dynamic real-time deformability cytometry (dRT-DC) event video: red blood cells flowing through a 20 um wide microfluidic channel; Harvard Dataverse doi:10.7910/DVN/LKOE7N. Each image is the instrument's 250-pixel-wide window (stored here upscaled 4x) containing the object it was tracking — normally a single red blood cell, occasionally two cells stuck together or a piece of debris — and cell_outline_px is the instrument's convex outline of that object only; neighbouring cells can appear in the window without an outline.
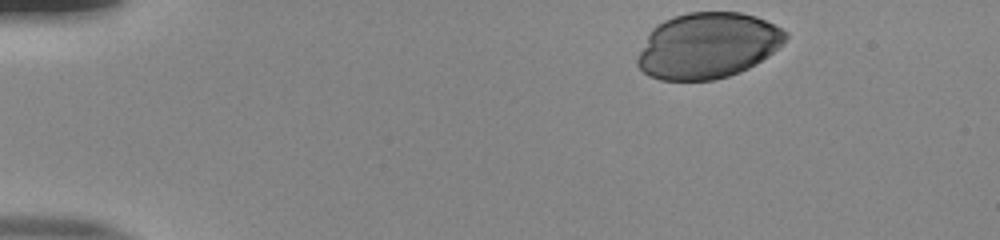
{"species": "human", "species_latin": "Homo sapiens", "temperature_condition": "room temperature", "stored_images_in_passage": 38, "camera_frame_rate_fps": 3000, "um_per_image_px": 0.085, "donor": {"sex": "male"}, "frame": {"image": 1, "passage_image": 1, "time_ms": 0.0, "image_size_px": [1000, 240], "cell_outline_px": [[788, 36], [768, 56], [756, 64], [740, 72], [728, 76], [712, 80], [660, 80], [648, 76], [636, 64], [636, 60], [652, 28], [656, 24], [664, 20], [688, 12], [740, 12], [756, 16], [788, 32]], "centroid_in_image_um": [60.13, 3.88], "position_along_channel_um": 24.9, "area_um2": 56.47}}